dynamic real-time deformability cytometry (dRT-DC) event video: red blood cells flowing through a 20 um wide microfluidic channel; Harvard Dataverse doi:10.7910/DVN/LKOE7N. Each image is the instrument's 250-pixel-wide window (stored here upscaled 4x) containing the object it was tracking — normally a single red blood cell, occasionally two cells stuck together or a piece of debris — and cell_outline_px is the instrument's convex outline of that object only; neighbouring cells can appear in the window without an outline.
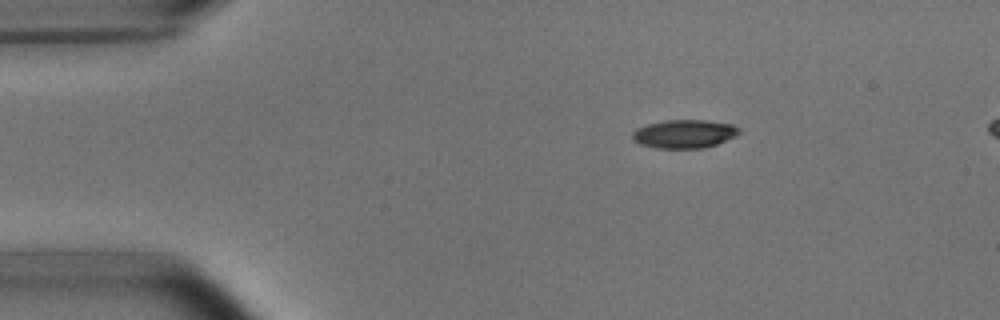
{"species": "common noctule bat (a hibernating species)", "species_latin": "Nyctalus noctula", "temperature_condition": "room temperature", "stored_images_in_passage": 3, "segment_of_instrument_passage": [1, 2], "camera_frame_rate_fps": 3000, "um_per_image_px": 0.085, "animal": {"sex": "male", "body_mass_g": 15.6}, "frame": {"image": 1, "passage_image": 1, "time_ms": 0.0, "image_size_px": [1000, 320], "cell_outline_px": [[740, 132], [736, 136], [716, 144], [704, 148], [656, 148], [640, 144], [632, 140], [632, 132], [636, 128], [648, 124], [664, 120], [704, 120], [732, 124], [740, 128]], "centroid_in_image_um": [58.15, 11.38], "position_along_channel_um": 26.8, "area_um2": 17.74}}